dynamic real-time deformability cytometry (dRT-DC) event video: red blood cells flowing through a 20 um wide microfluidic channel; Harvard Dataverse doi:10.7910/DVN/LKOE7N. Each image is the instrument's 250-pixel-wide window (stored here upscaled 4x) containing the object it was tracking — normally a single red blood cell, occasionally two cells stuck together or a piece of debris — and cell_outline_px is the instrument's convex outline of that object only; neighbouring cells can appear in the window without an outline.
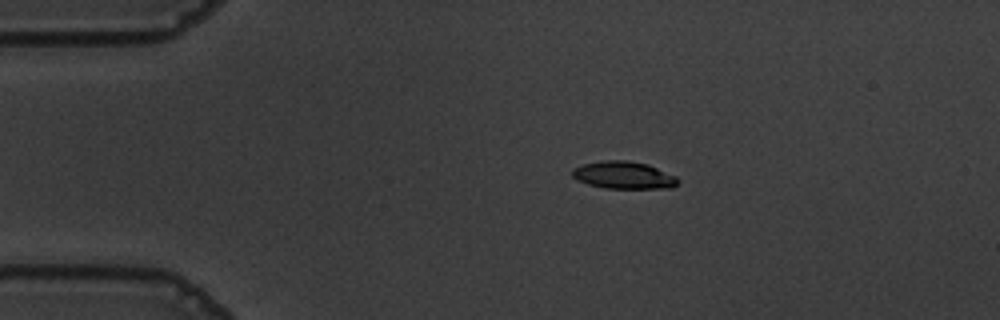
{"species": "common noctule bat (a hibernating species)", "species_latin": "Nyctalus noctula", "temperature_condition": "warm", "stored_images_in_passage": 46, "camera_frame_rate_fps": 3000, "um_per_image_px": 0.085, "animal": {"sex": "male", "body_mass_g": 19.5, "forearm_length_mm": 54.6}, "frame": {"image": 1, "passage_image": 1, "time_ms": 0.0, "image_size_px": [1000, 320], "cell_outline_px": [[680, 184], [672, 188], [604, 188], [588, 184], [576, 180], [572, 176], [572, 168], [584, 164], [604, 160], [624, 160], [648, 164], [676, 176], [680, 180]], "centroid_in_image_um": [53.03, 14.89], "position_along_channel_um": 32.0, "area_um2": 16.99}}
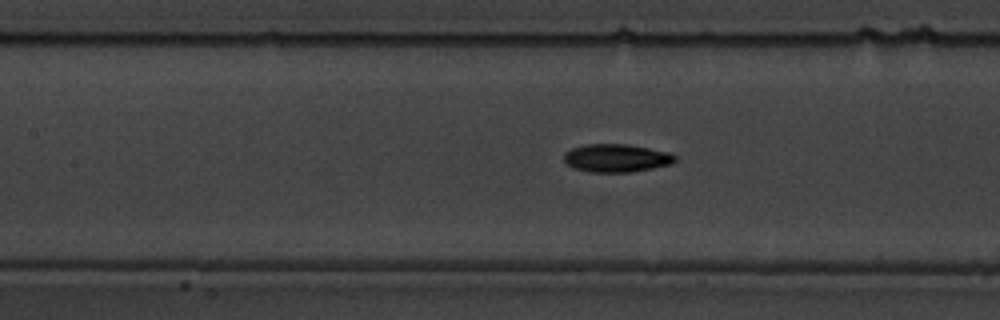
{"frame": {"image": 2, "passage_image": 15, "time_ms": 4.667, "image_size_px": [1000, 320], "cell_outline_px": [[676, 160], [672, 164], [632, 172], [592, 172], [572, 168], [564, 160], [564, 152], [572, 148], [584, 144], [628, 144], [672, 152], [676, 156]], "centroid_in_image_um": [52.42, 13.43], "position_along_channel_um": 155.0, "area_um2": 18.38}}
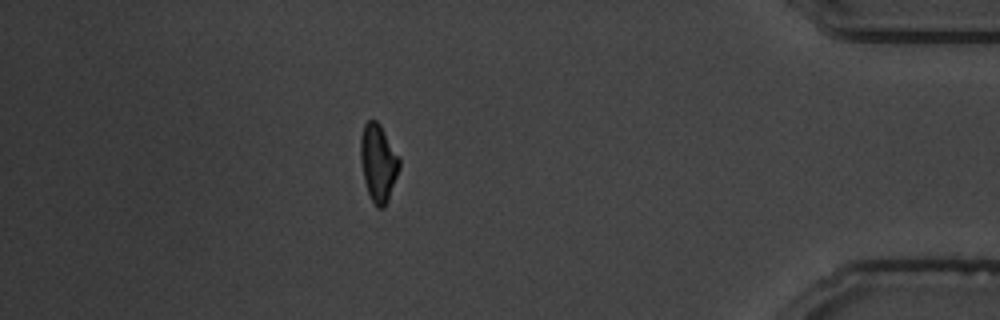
{"frame": {"image": 3, "passage_image": 39, "time_ms": 12.667, "image_size_px": [1000, 320], "cell_outline_px": [[400, 168], [388, 200], [384, 208], [376, 208], [368, 192], [364, 180], [360, 160], [360, 136], [364, 124], [368, 120], [376, 120], [380, 124], [400, 156]], "centroid_in_image_um": [32.16, 13.82], "position_along_channel_um": 403.0, "area_um2": 17.74}, "authors_computed_cell_mechanics": {"area_um2": 17.34, "velocity_mm_per_s": 3.6379, "shape_relaxation_time_tau1_ms": 3.4055, "shape_relaxation_time_tau2_ms": 3.3382, "deformation_change_tau1": 0.155, "deformation_change_tau2": 0.095}}